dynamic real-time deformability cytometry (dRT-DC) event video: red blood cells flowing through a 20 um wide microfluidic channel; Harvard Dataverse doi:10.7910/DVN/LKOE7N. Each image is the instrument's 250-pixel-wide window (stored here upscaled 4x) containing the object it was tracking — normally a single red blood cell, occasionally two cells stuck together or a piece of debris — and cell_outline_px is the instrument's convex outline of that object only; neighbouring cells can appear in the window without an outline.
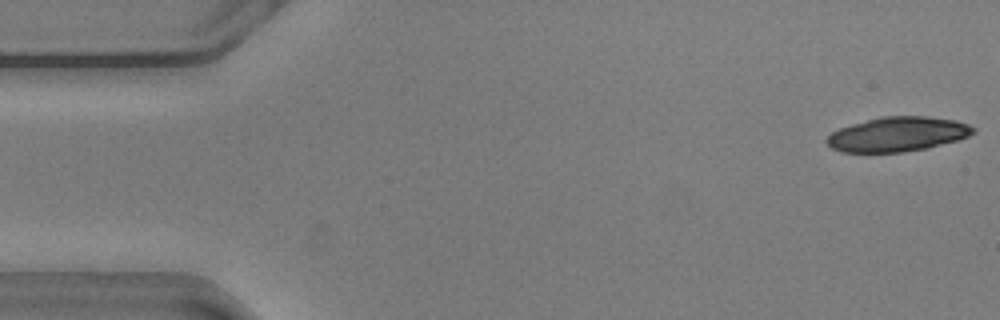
{"species": "common noctule bat (a hibernating species)", "species_latin": "Nyctalus noctula", "temperature_condition": "warm", "stored_images_in_passage": 16, "camera_frame_rate_fps": 3000, "um_per_image_px": 0.085, "animal": {"sex": "male", "body_mass_g": 20.5, "forearm_length_mm": 52.5}, "frame": {"image": 1, "passage_image": 1, "time_ms": 0.0, "image_size_px": [1000, 320], "cell_outline_px": [[976, 132], [968, 136], [956, 140], [928, 148], [900, 152], [840, 152], [832, 148], [824, 140], [832, 132], [840, 128], [852, 124], [880, 116], [928, 116], [956, 120], [968, 124], [976, 128]], "centroid_in_image_um": [76.3, 11.4], "position_along_channel_um": 8.7, "area_um2": 29.54}}